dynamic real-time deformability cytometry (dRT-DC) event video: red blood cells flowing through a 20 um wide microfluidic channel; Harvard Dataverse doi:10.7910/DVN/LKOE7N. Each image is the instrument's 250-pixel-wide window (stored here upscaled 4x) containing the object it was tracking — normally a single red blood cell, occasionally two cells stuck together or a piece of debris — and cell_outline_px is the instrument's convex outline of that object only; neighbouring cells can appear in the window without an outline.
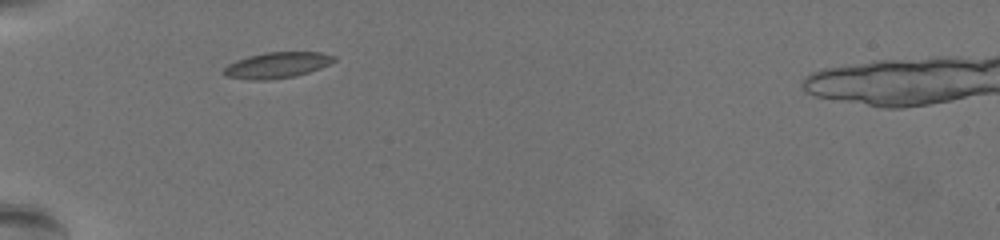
{"species": "common noctule bat (a hibernating species)", "species_latin": "Nyctalus noctula", "temperature_condition": "warm", "stored_images_in_passage": 40, "camera_frame_rate_fps": 3000, "um_per_image_px": 0.085, "animal": {"sex": "female", "body_mass_g": 19.5, "forearm_length_mm": 54.1}, "frame": {"image": 1, "passage_image": 1, "time_ms": 0.0, "image_size_px": [1000, 240], "cell_outline_px": [[336, 60], [320, 68], [296, 76], [268, 80], [252, 80], [228, 76], [220, 72], [228, 64], [236, 60], [248, 56], [264, 52], [320, 52], [336, 56]], "centroid_in_image_um": [23.54, 5.53], "position_along_channel_um": 61.5, "area_um2": 16.65}}
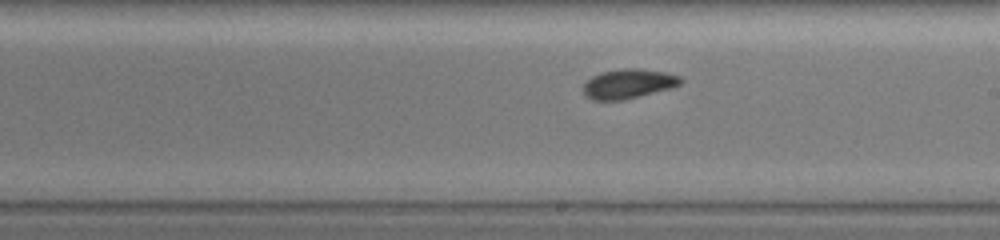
{"frame": {"image": 2, "passage_image": 17, "time_ms": 5.333, "image_size_px": [1000, 240], "cell_outline_px": [[684, 80], [680, 84], [672, 88], [624, 100], [592, 100], [584, 92], [584, 84], [592, 76], [600, 72], [620, 68], [640, 68], [664, 72], [680, 76]], "centroid_in_image_um": [53.44, 7.11], "position_along_channel_um": 235.6, "area_um2": 16.82}}
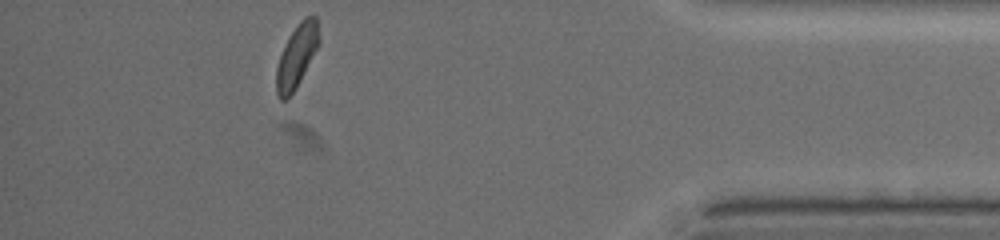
{"frame": {"image": 3, "passage_image": 35, "time_ms": 11.333, "image_size_px": [1000, 240], "cell_outline_px": [[320, 44], [292, 92], [284, 100], [280, 100], [276, 92], [276, 68], [280, 56], [292, 32], [300, 20], [304, 16], [316, 16], [320, 40]], "centroid_in_image_um": [25.23, 4.73], "position_along_channel_um": 410.0, "area_um2": 15.14}, "authors_computed_cell_mechanics": {"area_um2": 16.2418, "velocity_mm_per_s": 3.5155, "shape_relaxation_time_tau1_ms": 2.8887, "shape_relaxation_time_tau2_ms": 1.8833, "deformation_change_tau1": 0.1064, "deformation_change_tau2": 0.0524}}